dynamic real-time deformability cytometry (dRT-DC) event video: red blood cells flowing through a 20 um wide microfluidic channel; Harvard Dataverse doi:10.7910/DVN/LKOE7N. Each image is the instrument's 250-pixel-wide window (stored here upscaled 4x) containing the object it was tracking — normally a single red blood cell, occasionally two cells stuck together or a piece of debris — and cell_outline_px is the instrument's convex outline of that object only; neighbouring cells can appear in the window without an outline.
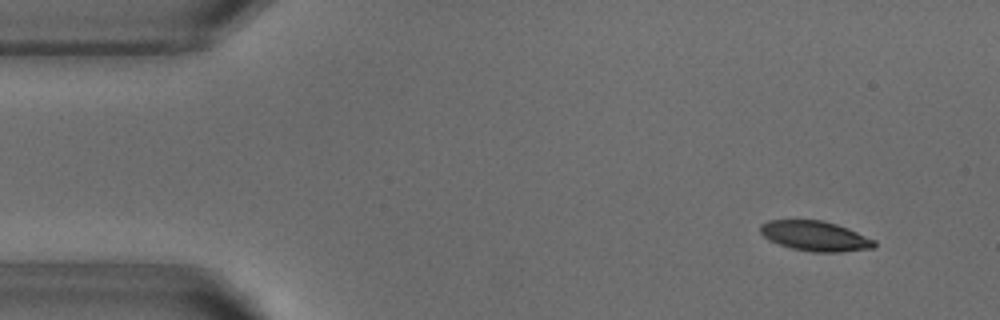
{"species": "common noctule bat (a hibernating species)", "species_latin": "Nyctalus noctula", "temperature_condition": "warm", "stored_images_in_passage": 53, "camera_frame_rate_fps": 3000, "um_per_image_px": 0.085, "animal": {"sex": "male", "body_mass_g": 18.8}, "frame": {"image": 1, "passage_image": 5, "time_ms": 1.333, "image_size_px": [1000, 320], "cell_outline_px": [[876, 248], [840, 252], [812, 252], [792, 248], [768, 240], [760, 232], [760, 224], [768, 220], [824, 220], [848, 228], [876, 240]], "centroid_in_image_um": [69.31, 20.06], "position_along_channel_um": 15.7, "area_um2": 20.06}}
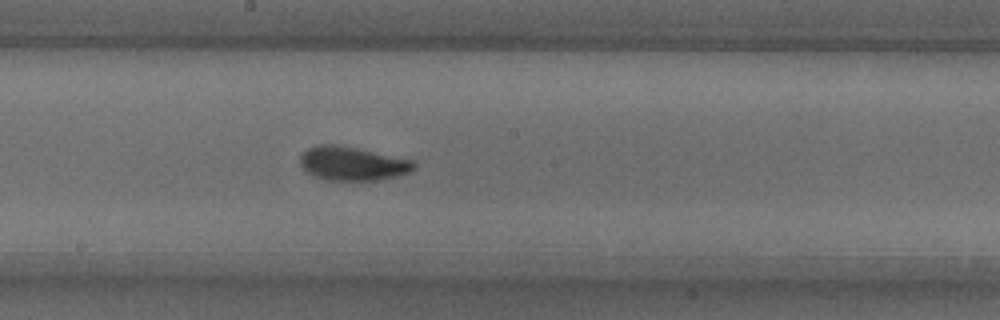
{"frame": {"image": 2, "passage_image": 28, "time_ms": 9.0, "image_size_px": [1000, 320], "cell_outline_px": [[416, 168], [408, 172], [396, 176], [376, 180], [324, 180], [312, 176], [300, 164], [300, 156], [308, 148], [316, 144], [336, 144], [416, 160]], "centroid_in_image_um": [29.96, 13.89], "position_along_channel_um": 218.2, "area_um2": 22.54}}
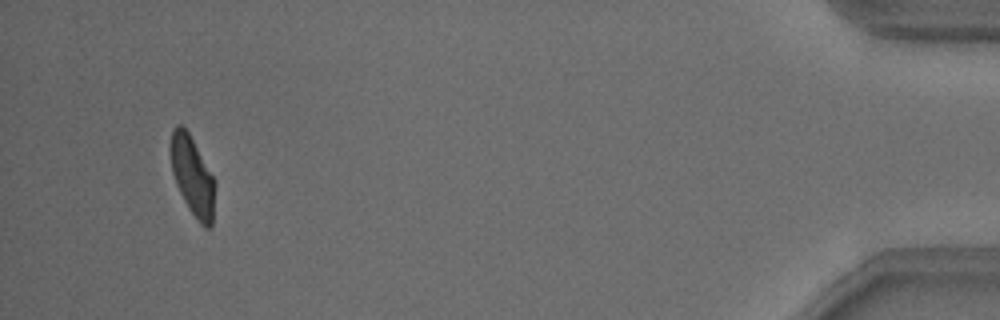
{"frame": {"image": 3, "passage_image": 50, "time_ms": 16.333, "image_size_px": [1000, 320], "cell_outline_px": [[216, 184], [212, 224], [208, 228], [204, 228], [200, 224], [188, 208], [176, 184], [172, 172], [168, 148], [172, 128], [176, 124], [180, 124], [188, 132], [216, 180]], "centroid_in_image_um": [16.34, 14.94], "position_along_channel_um": 418.9, "area_um2": 20.87}, "authors_computed_cell_mechanics": {"area_um2": 21.4438, "velocity_mm_per_s": 3.8162, "shape_relaxation_time_tau1_ms": 4.3903, "shape_relaxation_time_tau2_ms": 1.569, "deformation_change_tau1": 0.1696, "deformation_change_tau2": 0.0695}}